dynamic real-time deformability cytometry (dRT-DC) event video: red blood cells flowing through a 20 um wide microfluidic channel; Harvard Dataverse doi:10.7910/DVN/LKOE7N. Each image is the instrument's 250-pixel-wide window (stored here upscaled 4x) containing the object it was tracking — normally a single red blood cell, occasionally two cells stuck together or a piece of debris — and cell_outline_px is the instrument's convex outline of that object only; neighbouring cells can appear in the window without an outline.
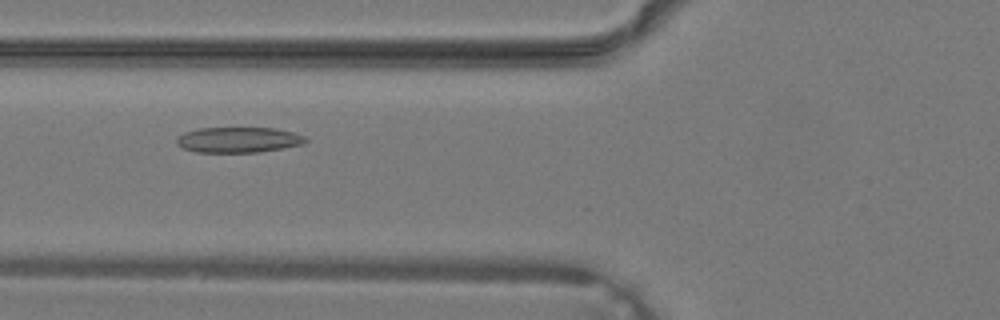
{"species": "common noctule bat (a hibernating species)", "species_latin": "Nyctalus noctula", "temperature_condition": "warm", "stored_images_in_passage": 29, "camera_frame_rate_fps": 3000, "um_per_image_px": 0.085, "animal": {"sex": "male", "body_mass_g": 19.2, "forearm_length_mm": 51.8}, "frame": {"image": 1, "passage_image": 5, "time_ms": 1.333, "image_size_px": [1000, 320], "cell_outline_px": [[308, 140], [304, 144], [284, 148], [260, 152], [196, 152], [180, 148], [176, 144], [176, 136], [184, 132], [200, 128], [276, 128], [292, 132], [304, 136]], "centroid_in_image_um": [20.23, 11.89], "position_along_channel_um": 105.6, "area_um2": 19.36}}
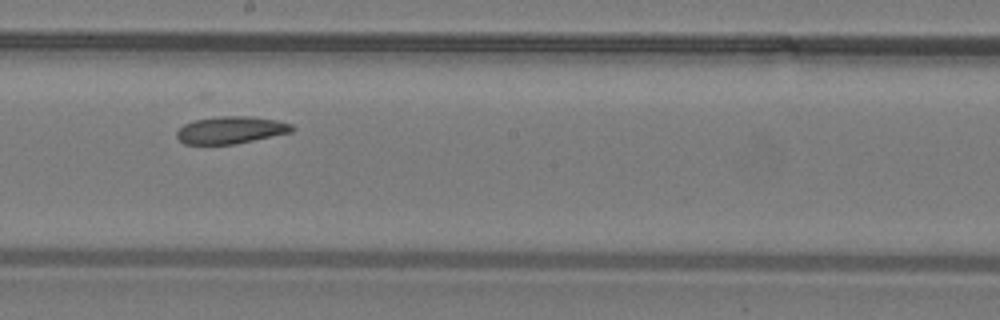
{"frame": {"image": 2, "passage_image": 12, "time_ms": 3.667, "image_size_px": [1000, 320], "cell_outline_px": [[296, 128], [292, 132], [236, 144], [184, 144], [176, 136], [176, 132], [184, 124], [192, 120], [220, 116], [248, 116], [276, 120], [292, 124]], "centroid_in_image_um": [19.63, 11.05], "position_along_channel_um": 228.6, "area_um2": 18.38}}
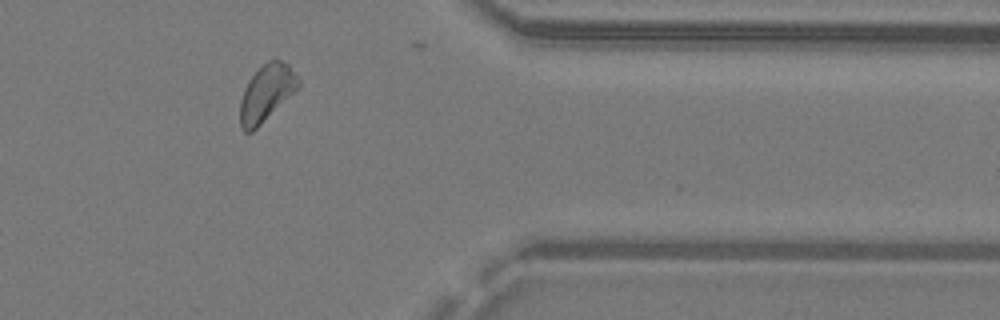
{"frame": {"image": 3, "passage_image": 22, "time_ms": 7.0, "image_size_px": [1000, 320], "cell_outline_px": [[300, 84], [252, 132], [244, 132], [240, 128], [240, 100], [244, 88], [248, 80], [268, 60], [280, 60], [288, 64], [300, 80]], "centroid_in_image_um": [22.6, 7.9], "position_along_channel_um": 388.8, "area_um2": 18.55}}